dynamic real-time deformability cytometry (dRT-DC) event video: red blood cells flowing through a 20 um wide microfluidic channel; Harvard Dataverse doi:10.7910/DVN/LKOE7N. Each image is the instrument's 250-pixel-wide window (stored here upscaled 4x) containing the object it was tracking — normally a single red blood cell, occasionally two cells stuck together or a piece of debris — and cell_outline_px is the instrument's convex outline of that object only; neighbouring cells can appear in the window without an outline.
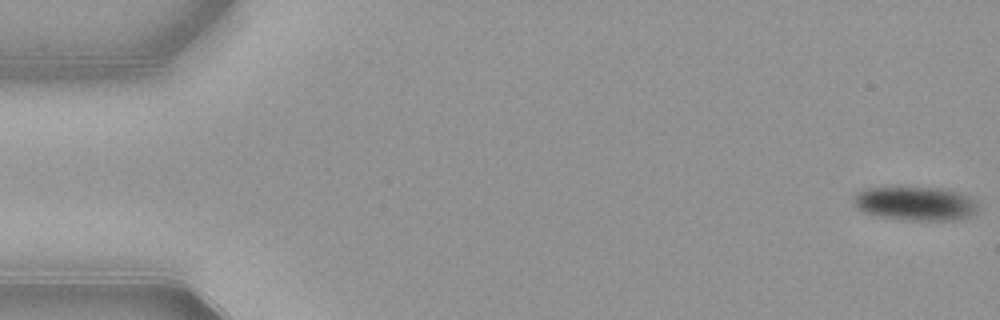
{"species": "common noctule bat (a hibernating species)", "species_latin": "Nyctalus noctula", "temperature_condition": "warm", "stored_images_in_passage": 53, "camera_frame_rate_fps": 3000, "um_per_image_px": 0.085, "animal": {"sex": "female", "body_mass_g": 21.9}, "frame": {"image": 1, "passage_image": 1, "time_ms": 0.0, "image_size_px": [1000, 320], "cell_outline_px": [[980, 208], [976, 212], [968, 216], [952, 220], [908, 220], [876, 216], [864, 212], [856, 208], [852, 200], [852, 196], [856, 192], [864, 188], [944, 188], [972, 196], [976, 200]], "centroid_in_image_um": [77.81, 17.3], "position_along_channel_um": 7.2, "area_um2": 24.85}}
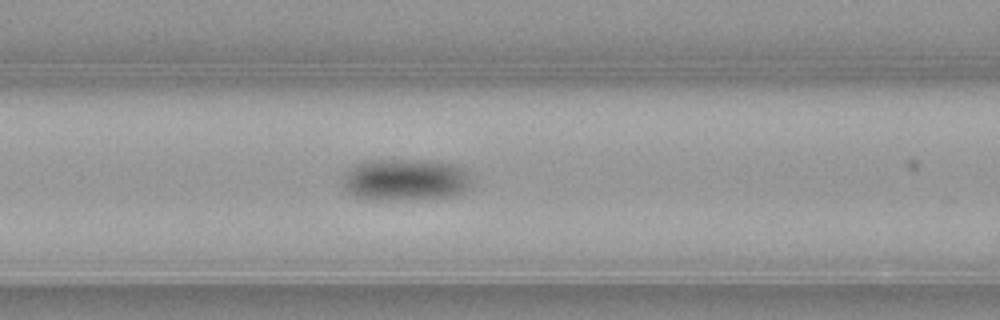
{"frame": {"image": 2, "passage_image": 22, "time_ms": 7.0, "image_size_px": [1000, 320], "cell_outline_px": [[472, 188], [464, 192], [452, 196], [388, 200], [380, 200], [356, 196], [348, 192], [344, 184], [344, 180], [348, 172], [356, 164], [364, 160], [416, 160], [452, 164], [468, 172], [472, 180]], "centroid_in_image_um": [34.52, 15.28], "position_along_channel_um": 132.1, "area_um2": 30.98}}
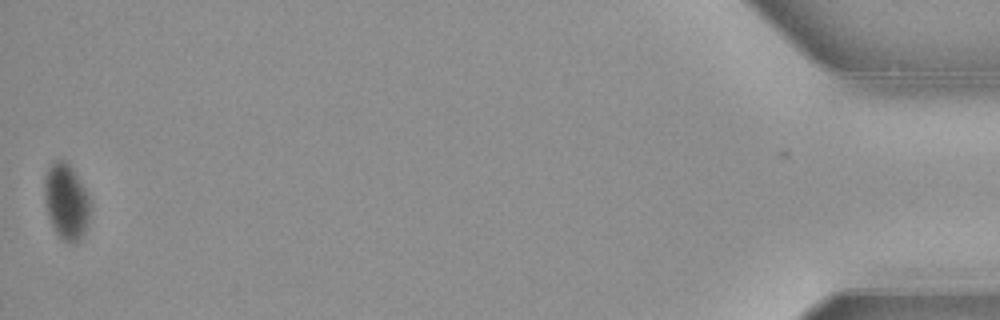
{"frame": {"image": 3, "passage_image": 53, "time_ms": 17.333, "image_size_px": [1000, 320], "cell_outline_px": [[88, 216], [84, 232], [76, 244], [68, 244], [60, 240], [48, 216], [44, 200], [44, 176], [52, 160], [68, 160], [84, 188], [88, 196]], "centroid_in_image_um": [5.58, 17.12], "position_along_channel_um": 429.6, "area_um2": 20.23}, "authors_computed_cell_mechanics": {"area_um2": 27.8018, "velocity_mm_per_s": 3.8573, "shape_relaxation_time_tau1_ms": 2.5518, "shape_relaxation_time_tau2_ms": null, "deformation_change_tau1": 0.0565, "deformation_change_tau2": null}}